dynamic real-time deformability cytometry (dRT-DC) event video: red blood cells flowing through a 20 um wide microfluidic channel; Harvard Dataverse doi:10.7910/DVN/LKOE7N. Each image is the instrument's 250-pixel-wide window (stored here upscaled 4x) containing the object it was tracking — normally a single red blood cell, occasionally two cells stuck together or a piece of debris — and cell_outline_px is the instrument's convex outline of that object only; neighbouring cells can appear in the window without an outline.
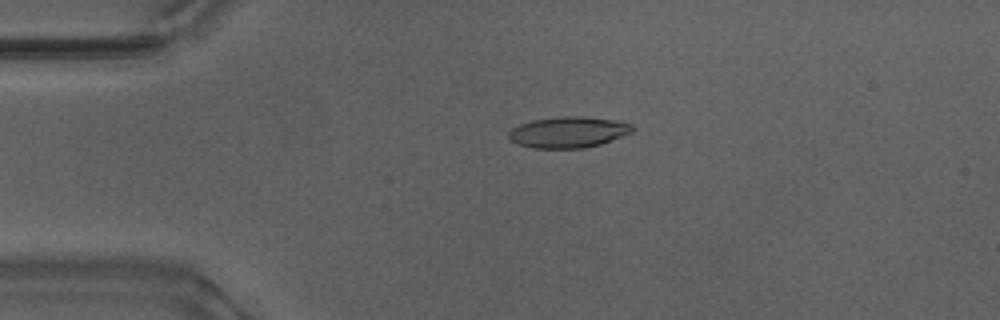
{"species": "Egyptian fruit bat (a non-hibernating species)", "species_latin": "Rousettus aegyptiacus", "temperature_condition": "warm", "stored_images_in_passage": 48, "camera_frame_rate_fps": 3000, "um_per_image_px": 0.085, "animal": {"sex": "male"}, "frame": {"image": 1, "passage_image": 7, "time_ms": 2.0, "image_size_px": [1000, 320], "cell_outline_px": [[636, 128], [632, 132], [600, 144], [584, 148], [532, 148], [516, 144], [508, 136], [508, 132], [512, 128], [520, 124], [532, 120], [560, 116], [584, 116], [620, 120], [632, 124]], "centroid_in_image_um": [48.33, 11.22], "position_along_channel_um": 36.7, "area_um2": 22.6}}
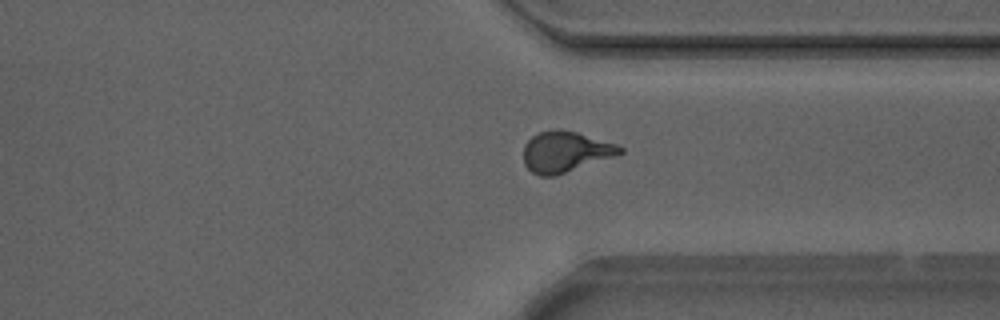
{"frame": {"image": 2, "passage_image": 35, "time_ms": 11.333, "image_size_px": [1000, 320], "cell_outline_px": [[624, 152], [556, 176], [540, 176], [532, 172], [524, 164], [524, 144], [532, 136], [540, 132], [556, 128], [560, 128], [576, 132], [616, 144], [624, 148]], "centroid_in_image_um": [48.02, 12.89], "position_along_channel_um": 363.4, "area_um2": 22.77}}
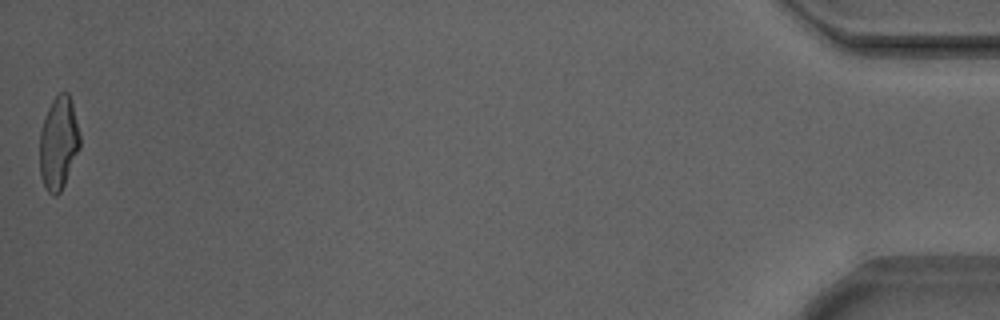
{"frame": {"image": 3, "passage_image": 48, "time_ms": 15.667, "image_size_px": [1000, 320], "cell_outline_px": [[80, 148], [64, 184], [60, 192], [56, 196], [52, 196], [44, 188], [40, 176], [40, 132], [48, 108], [52, 100], [60, 92], [68, 92], [72, 104], [80, 132]], "centroid_in_image_um": [4.97, 12.19], "position_along_channel_um": 430.2, "area_um2": 21.79}, "authors_computed_cell_mechanics": {"area_um2": 22.3108, "velocity_mm_per_s": 3.8807, "shape_relaxation_time_tau1_ms": 3.9338, "shape_relaxation_time_tau2_ms": 1.1695, "deformation_change_tau1": 0.1863, "deformation_change_tau2": 0.0742}}